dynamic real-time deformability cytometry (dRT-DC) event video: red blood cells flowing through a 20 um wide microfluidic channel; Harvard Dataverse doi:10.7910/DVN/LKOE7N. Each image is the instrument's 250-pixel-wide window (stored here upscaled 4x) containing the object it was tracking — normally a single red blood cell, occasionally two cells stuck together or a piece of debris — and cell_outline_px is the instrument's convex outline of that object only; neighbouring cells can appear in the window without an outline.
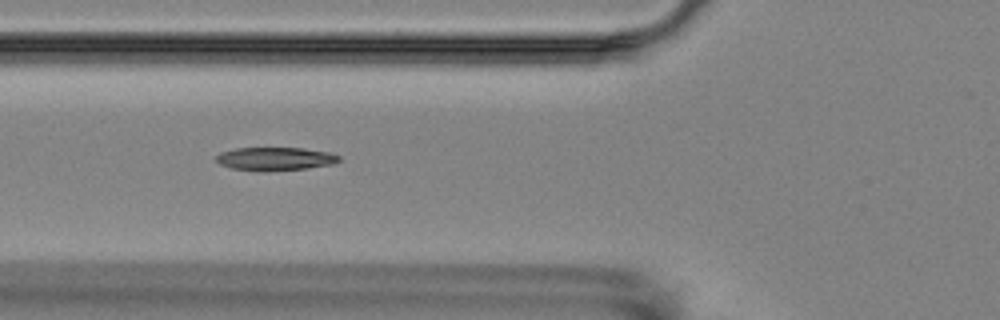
{"species": "Egyptian fruit bat (a non-hibernating species)", "species_latin": "Rousettus aegyptiacus", "temperature_condition": "room temperature", "stored_images_in_passage": 8, "camera_frame_rate_fps": 3000, "um_per_image_px": 0.085, "animal": {"sex": "female"}, "frame": {"image": 1, "passage_image": 5, "time_ms": 4.667, "image_size_px": [1000, 320], "cell_outline_px": [[340, 160], [332, 164], [308, 168], [264, 172], [232, 168], [220, 164], [216, 160], [216, 156], [220, 152], [236, 148], [304, 148], [328, 152], [340, 156]], "centroid_in_image_um": [23.38, 13.5], "position_along_channel_um": 102.4, "area_um2": 16.7}}
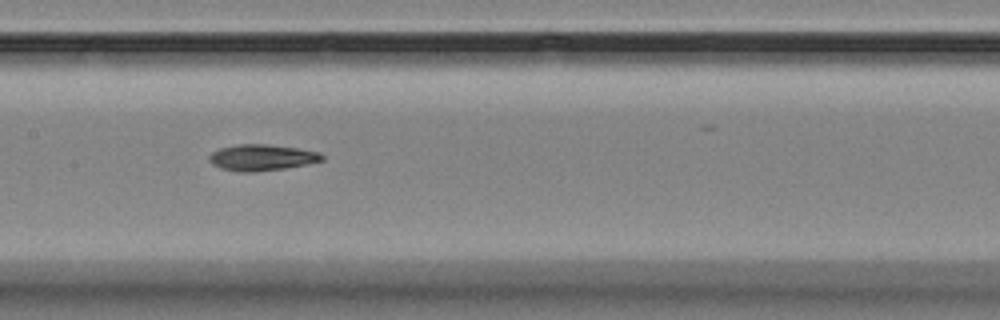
{"frame": {"image": 2, "passage_image": 7, "time_ms": 7.0, "image_size_px": [1000, 320], "cell_outline_px": [[324, 160], [308, 164], [284, 168], [252, 172], [240, 172], [220, 168], [212, 164], [208, 160], [208, 156], [212, 152], [220, 148], [236, 144], [268, 144], [296, 148], [320, 152], [324, 156]], "centroid_in_image_um": [22.24, 13.38], "position_along_channel_um": 185.2, "area_um2": 17.28}}
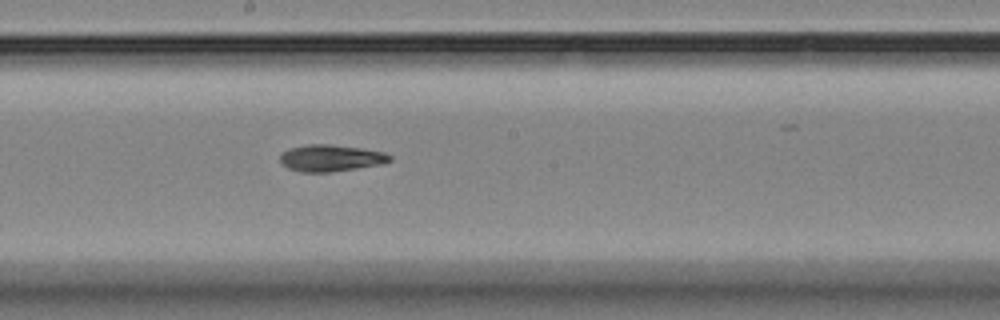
{"frame": {"image": 3, "passage_image": 8, "time_ms": 8.0, "image_size_px": [1000, 320], "cell_outline_px": [[392, 160], [384, 164], [332, 172], [300, 172], [288, 168], [280, 160], [280, 152], [288, 148], [304, 144], [328, 144], [360, 148], [384, 152], [392, 156]], "centroid_in_image_um": [28.11, 13.43], "position_along_channel_um": 220.1, "area_um2": 17.28}}